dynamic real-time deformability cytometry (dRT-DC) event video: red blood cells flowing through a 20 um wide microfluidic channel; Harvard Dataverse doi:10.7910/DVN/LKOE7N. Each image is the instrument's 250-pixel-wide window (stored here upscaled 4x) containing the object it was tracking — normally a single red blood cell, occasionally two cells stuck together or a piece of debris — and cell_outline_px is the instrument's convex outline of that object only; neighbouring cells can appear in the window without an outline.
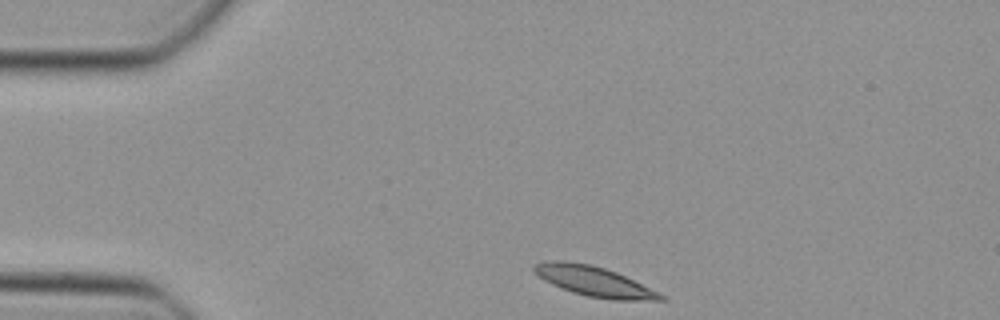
{"species": "Egyptian fruit bat (a non-hibernating species)", "species_latin": "Rousettus aegyptiacus", "temperature_condition": "cold", "stored_images_in_passage": 39, "camera_frame_rate_fps": 3000, "um_per_image_px": 0.085, "animal": {"sex": "female"}, "frame": {"image": 1, "passage_image": 1, "time_ms": 0.0, "image_size_px": [1000, 320], "cell_outline_px": [[668, 300], [612, 300], [588, 296], [572, 292], [552, 284], [544, 280], [532, 272], [532, 268], [536, 264], [544, 260], [564, 260], [592, 264], [616, 272], [660, 292]], "centroid_in_image_um": [50.47, 23.9], "position_along_channel_um": 34.5, "area_um2": 22.25}}
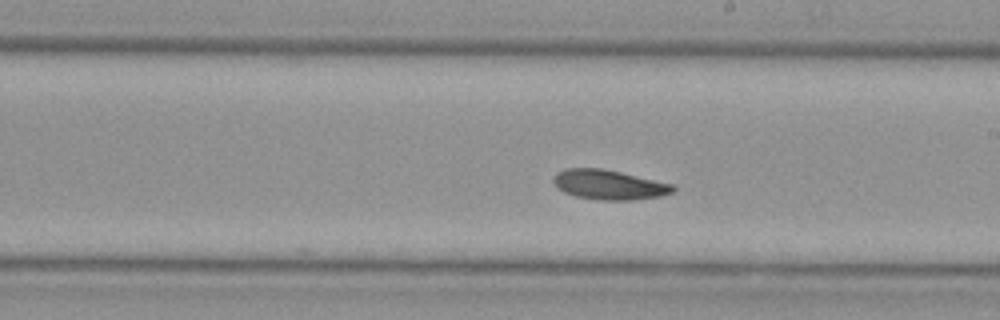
{"frame": {"image": 2, "passage_image": 19, "time_ms": 6.0, "image_size_px": [1000, 320], "cell_outline_px": [[676, 188], [672, 192], [660, 196], [632, 200], [600, 200], [576, 196], [564, 192], [556, 188], [552, 180], [556, 172], [568, 168], [600, 168], [620, 172], [672, 184]], "centroid_in_image_um": [51.72, 15.7], "position_along_channel_um": 237.3, "area_um2": 20.58}}
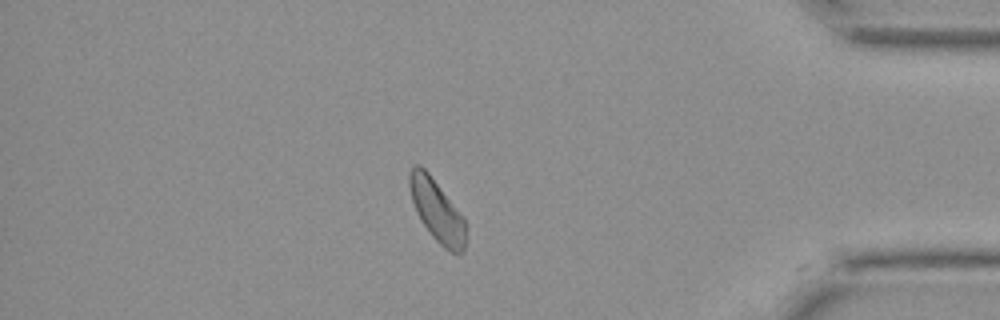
{"frame": {"image": 3, "passage_image": 33, "time_ms": 10.667, "image_size_px": [1000, 320], "cell_outline_px": [[464, 252], [460, 256], [444, 248], [432, 236], [416, 212], [412, 200], [408, 184], [408, 176], [412, 168], [416, 164], [420, 164], [428, 172], [464, 216]], "centroid_in_image_um": [37.13, 17.89], "position_along_channel_um": 398.1, "area_um2": 20.17}}